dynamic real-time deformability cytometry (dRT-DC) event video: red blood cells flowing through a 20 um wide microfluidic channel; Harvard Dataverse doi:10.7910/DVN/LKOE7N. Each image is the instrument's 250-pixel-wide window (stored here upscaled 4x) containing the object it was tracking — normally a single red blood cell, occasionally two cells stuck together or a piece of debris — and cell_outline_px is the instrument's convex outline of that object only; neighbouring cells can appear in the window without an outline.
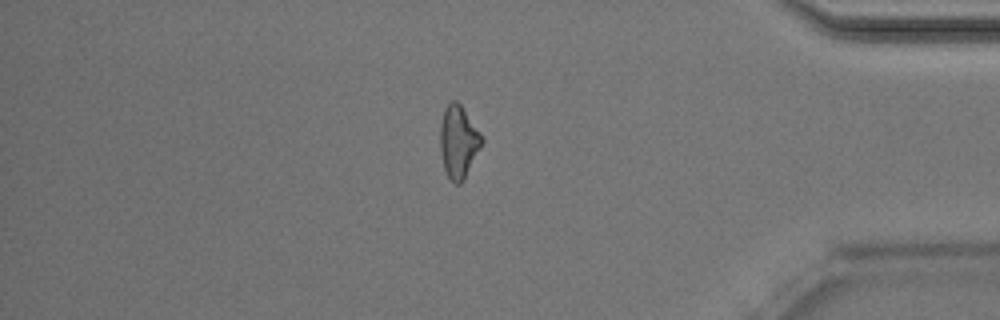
{"species": "Egyptian fruit bat (a non-hibernating species)", "species_latin": "Rousettus aegyptiacus", "temperature_condition": "room temperature", "stored_images_in_passage": 50, "camera_frame_rate_fps": 3000, "um_per_image_px": 0.085, "animal": {"sex": "male"}, "frame": {"image": 1, "passage_image": 43, "time_ms": 14.0, "image_size_px": [1000, 320], "cell_outline_px": [[484, 140], [464, 180], [460, 184], [456, 184], [448, 176], [444, 168], [440, 152], [440, 124], [444, 108], [452, 100], [456, 100], [460, 104], [484, 136]], "centroid_in_image_um": [38.97, 12.03], "position_along_channel_um": 396.2, "area_um2": 17.69}, "authors_computed_cell_mechanics": {"area_um2": 18.0047, "velocity_mm_per_s": 4.0409, "shape_relaxation_time_tau1_ms": 7.5952, "shape_relaxation_time_tau2_ms": 8.362, "deformation_change_tau1": 0.2241, "deformation_change_tau2": 0.2048}}